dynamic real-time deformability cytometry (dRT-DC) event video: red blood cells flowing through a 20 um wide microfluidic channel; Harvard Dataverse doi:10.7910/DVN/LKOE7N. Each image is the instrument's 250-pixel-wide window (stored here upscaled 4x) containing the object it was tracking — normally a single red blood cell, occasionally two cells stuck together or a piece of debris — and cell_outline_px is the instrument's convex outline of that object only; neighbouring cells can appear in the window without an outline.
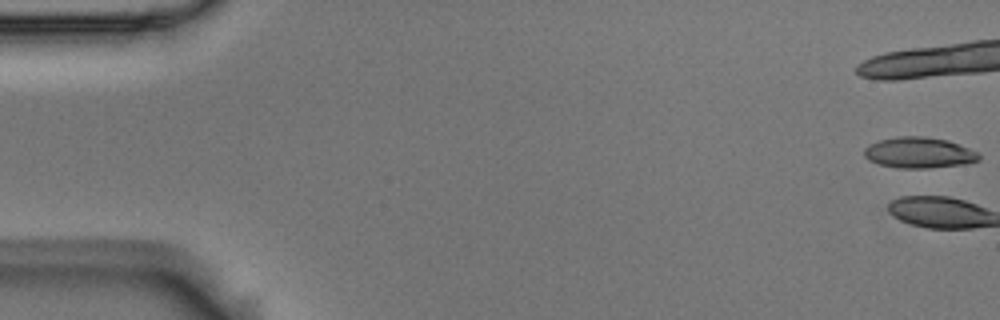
{"species": "Egyptian fruit bat (a non-hibernating species)", "species_latin": "Rousettus aegyptiacus", "temperature_condition": "room temperature", "stored_images_in_passage": 2, "camera_frame_rate_fps": 3000, "um_per_image_px": 0.085, "animal": {"sex": "male"}, "frame": {"image": 1, "passage_image": 1, "time_ms": 0.0, "image_size_px": [1000, 320], "cell_outline_px": [[980, 160], [968, 164], [928, 168], [896, 168], [880, 164], [868, 160], [864, 156], [864, 148], [868, 144], [880, 140], [900, 136], [924, 136], [948, 140], [980, 152]], "centroid_in_image_um": [78.15, 12.98], "position_along_channel_um": 6.9, "area_um2": 20.92}}